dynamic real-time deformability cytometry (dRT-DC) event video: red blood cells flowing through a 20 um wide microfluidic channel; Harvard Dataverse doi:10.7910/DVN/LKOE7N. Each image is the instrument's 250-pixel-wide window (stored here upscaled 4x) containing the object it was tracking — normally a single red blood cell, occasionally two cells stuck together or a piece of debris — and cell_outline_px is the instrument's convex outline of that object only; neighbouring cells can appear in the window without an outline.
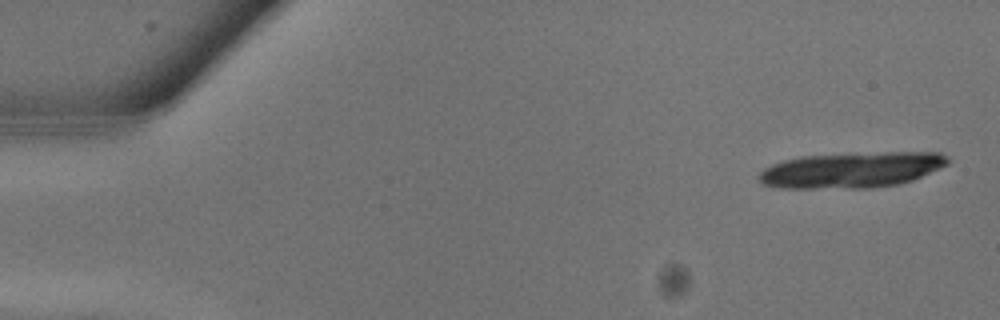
{"species": "common noctule bat (a hibernating species)", "species_latin": "Nyctalus noctula", "temperature_condition": "warm", "stored_images_in_passage": 8, "camera_frame_rate_fps": 3000, "um_per_image_px": 0.085, "animal": {"sex": "male", "body_mass_g": 13.3}, "frame": {"image": 1, "passage_image": 1, "time_ms": 0.0, "image_size_px": [1000, 320], "cell_outline_px": [[948, 164], [940, 168], [912, 180], [896, 184], [868, 188], [780, 188], [764, 184], [756, 176], [764, 168], [772, 164], [784, 160], [800, 156], [884, 152], [940, 152], [948, 160]], "centroid_in_image_um": [72.35, 14.44], "position_along_channel_um": 12.6, "area_um2": 39.07}}
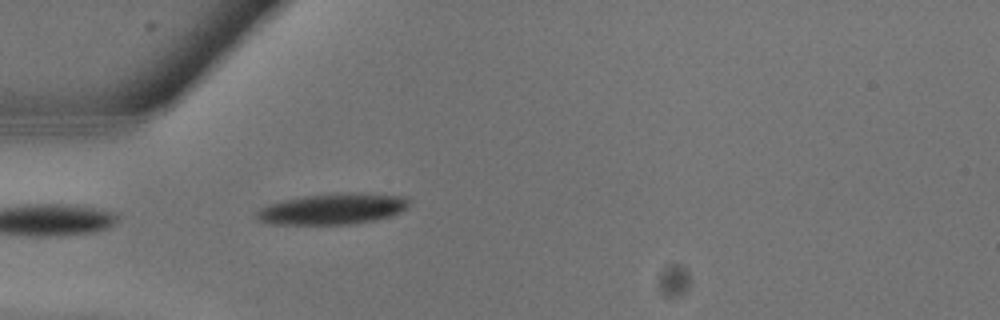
{"frame": {"image": 2, "passage_image": 8, "time_ms": 2.333, "image_size_px": [1000, 320], "cell_outline_px": [[408, 204], [400, 212], [376, 220], [352, 224], [276, 224], [260, 220], [256, 216], [256, 212], [260, 208], [268, 204], [284, 200], [304, 196], [344, 192], [404, 196], [408, 200]], "centroid_in_image_um": [28.26, 17.76], "position_along_channel_um": 56.7, "area_um2": 27.11}}